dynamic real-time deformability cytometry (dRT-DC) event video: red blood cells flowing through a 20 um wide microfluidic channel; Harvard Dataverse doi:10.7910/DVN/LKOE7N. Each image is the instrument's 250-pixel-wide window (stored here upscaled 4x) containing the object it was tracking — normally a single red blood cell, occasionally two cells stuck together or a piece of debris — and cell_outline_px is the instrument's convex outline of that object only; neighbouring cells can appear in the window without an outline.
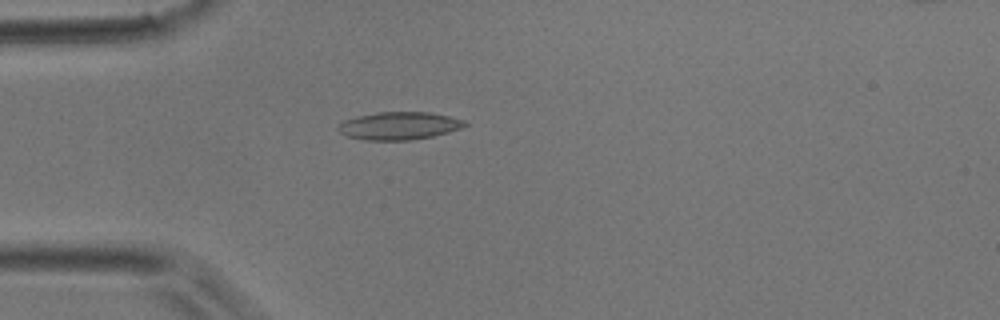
{"species": "common noctule bat (a hibernating species)", "species_latin": "Nyctalus noctula", "temperature_condition": "room temperature", "stored_images_in_passage": 4, "camera_frame_rate_fps": 3000, "um_per_image_px": 0.085, "animal": {"sex": "male", "body_mass_g": 17.9}, "frame": {"image": 1, "passage_image": 3, "time_ms": 0.667, "image_size_px": [1000, 320], "cell_outline_px": [[468, 124], [460, 128], [448, 132], [432, 136], [412, 140], [364, 140], [348, 136], [340, 132], [336, 128], [344, 120], [356, 116], [376, 112], [428, 112], [448, 116], [464, 120]], "centroid_in_image_um": [33.9, 10.69], "position_along_channel_um": 51.1, "area_um2": 20.4}}